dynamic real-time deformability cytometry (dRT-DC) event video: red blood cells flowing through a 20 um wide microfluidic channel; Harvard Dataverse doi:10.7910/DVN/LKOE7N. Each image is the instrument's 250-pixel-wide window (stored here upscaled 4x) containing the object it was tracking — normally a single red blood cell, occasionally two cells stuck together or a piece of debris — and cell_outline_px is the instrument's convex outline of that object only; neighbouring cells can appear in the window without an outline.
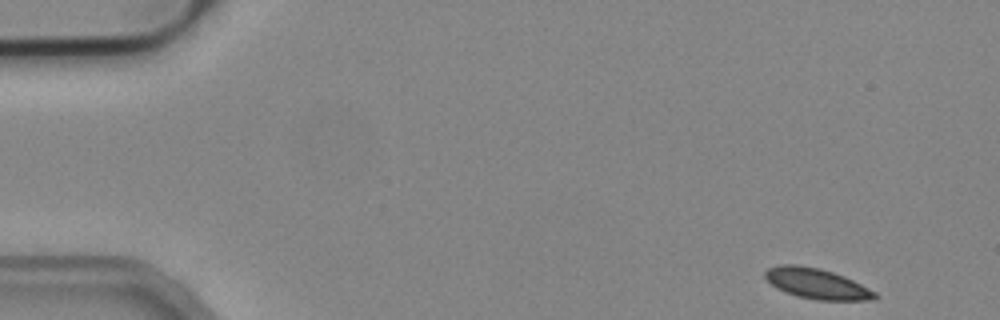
{"species": "common noctule bat (a hibernating species)", "species_latin": "Nyctalus noctula", "temperature_condition": "cold", "stored_images_in_passage": 50, "camera_frame_rate_fps": 3000, "um_per_image_px": 0.085, "animal": {"sex": "male", "body_mass_g": 19.2, "forearm_length_mm": 51.8}, "frame": {"image": 1, "passage_image": 1, "time_ms": 0.0, "image_size_px": [1000, 320], "cell_outline_px": [[880, 296], [876, 300], [816, 300], [796, 296], [784, 292], [776, 288], [764, 276], [764, 272], [768, 268], [780, 264], [796, 264], [820, 268], [844, 276], [876, 292]], "centroid_in_image_um": [69.42, 24.11], "position_along_channel_um": 15.6, "area_um2": 19.59}}
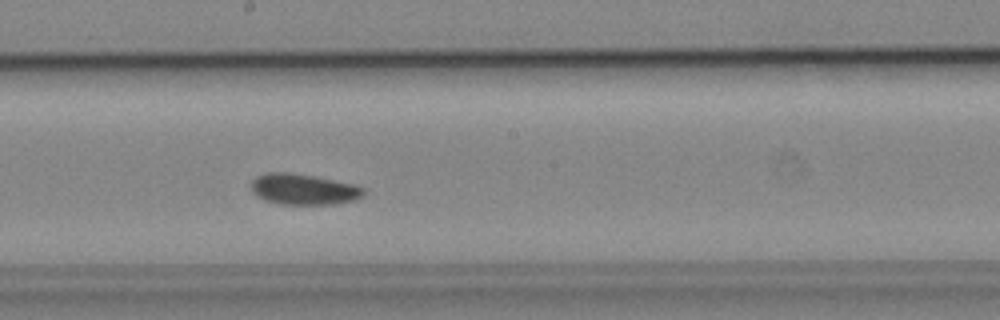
{"frame": {"image": 2, "passage_image": 26, "time_ms": 8.333, "image_size_px": [1000, 320], "cell_outline_px": [[364, 196], [356, 200], [332, 204], [280, 204], [264, 200], [256, 196], [252, 192], [252, 180], [256, 176], [268, 172], [288, 172], [316, 176], [356, 184], [364, 188]], "centroid_in_image_um": [25.82, 16.08], "position_along_channel_um": 222.4, "area_um2": 20.46}}
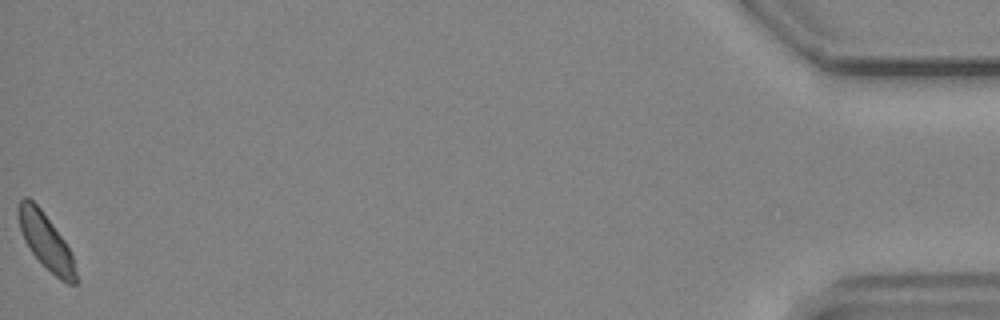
{"frame": {"image": 3, "passage_image": 50, "time_ms": 16.333, "image_size_px": [1000, 320], "cell_outline_px": [[76, 284], [68, 284], [60, 280], [32, 252], [24, 240], [20, 228], [16, 212], [16, 208], [20, 200], [24, 196], [28, 196], [40, 208], [64, 240], [72, 256], [76, 272]], "centroid_in_image_um": [3.86, 20.47], "position_along_channel_um": 431.3, "area_um2": 18.26}, "authors_computed_cell_mechanics": {"area_um2": 19.6231, "velocity_mm_per_s": 3.8682, "shape_relaxation_time_tau1_ms": 4.5879, "shape_relaxation_time_tau2_ms": 9.1917, "deformation_change_tau1": 0.0659, "deformation_change_tau2": 0.1134}}